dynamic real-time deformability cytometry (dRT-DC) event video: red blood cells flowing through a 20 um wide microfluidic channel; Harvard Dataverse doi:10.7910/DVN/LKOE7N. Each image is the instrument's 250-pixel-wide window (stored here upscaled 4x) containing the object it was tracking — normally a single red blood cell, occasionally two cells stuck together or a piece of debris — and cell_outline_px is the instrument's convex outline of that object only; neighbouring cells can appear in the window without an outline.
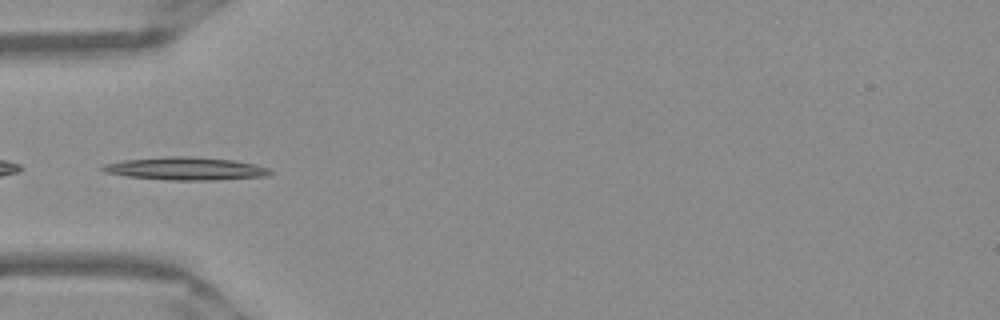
{"species": "Egyptian fruit bat (a non-hibernating species)", "species_latin": "Rousettus aegyptiacus", "temperature_condition": "warm", "stored_images_in_passage": 45, "camera_frame_rate_fps": 3000, "um_per_image_px": 0.085, "frame": {"image": 1, "passage_image": 10, "time_ms": 3.0, "image_size_px": [1000, 320], "cell_outline_px": [[272, 172], [268, 176], [212, 180], [168, 180], [124, 176], [104, 172], [100, 168], [104, 164], [124, 160], [168, 156], [192, 156], [232, 160], [256, 164], [268, 168]], "centroid_in_image_um": [15.77, 14.33], "position_along_channel_um": 69.2, "area_um2": 22.37}}
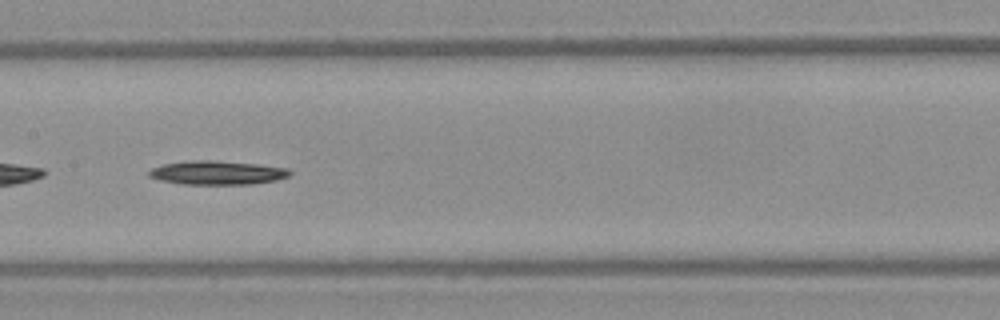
{"frame": {"image": 2, "passage_image": 19, "time_ms": 6.0, "image_size_px": [1000, 320], "cell_outline_px": [[292, 172], [288, 176], [276, 180], [252, 184], [184, 184], [160, 180], [148, 176], [148, 172], [152, 168], [164, 164], [192, 160], [216, 160], [256, 164], [288, 168]], "centroid_in_image_um": [18.47, 14.68], "position_along_channel_um": 188.9, "area_um2": 19.48}}
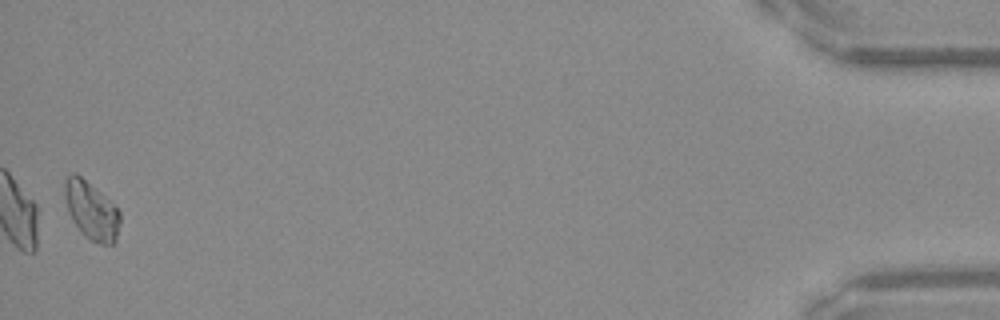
{"frame": {"image": 3, "passage_image": 44, "time_ms": 14.333, "image_size_px": [1000, 320], "cell_outline_px": [[120, 224], [116, 244], [100, 244], [84, 236], [80, 232], [72, 220], [68, 212], [64, 196], [64, 184], [68, 176], [72, 172], [76, 172], [100, 192], [120, 212]], "centroid_in_image_um": [7.76, 17.92], "position_along_channel_um": 427.4, "area_um2": 18.73}, "authors_computed_cell_mechanics": {"area_um2": 18.7272, "velocity_mm_per_s": 3.9577, "shape_relaxation_time_tau1_ms": 6.1597, "shape_relaxation_time_tau2_ms": null, "deformation_change_tau1": 0.1375, "deformation_change_tau2": null}}